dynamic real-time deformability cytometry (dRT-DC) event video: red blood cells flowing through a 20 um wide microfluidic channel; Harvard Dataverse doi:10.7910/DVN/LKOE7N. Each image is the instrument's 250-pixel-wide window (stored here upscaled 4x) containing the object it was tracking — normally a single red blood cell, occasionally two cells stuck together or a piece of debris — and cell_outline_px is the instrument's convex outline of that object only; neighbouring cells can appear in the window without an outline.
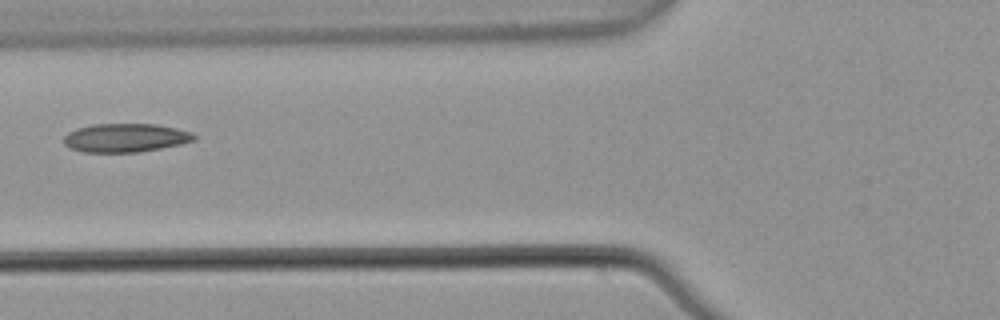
{"species": "common noctule bat (a hibernating species)", "species_latin": "Nyctalus noctula", "temperature_condition": "warm", "stored_images_in_passage": 2, "camera_frame_rate_fps": 3000, "um_per_image_px": 0.085, "animal": {"sex": "male", "body_mass_g": 21.5, "forearm_length_mm": 52.0}, "frame": {"image": 1, "passage_image": 2, "time_ms": 0.333, "image_size_px": [1000, 320], "cell_outline_px": [[196, 140], [180, 144], [140, 152], [84, 152], [72, 148], [64, 144], [64, 136], [68, 132], [76, 128], [92, 124], [156, 124], [176, 128], [192, 132], [196, 136]], "centroid_in_image_um": [10.67, 11.71], "position_along_channel_um": 115.1, "area_um2": 21.73}}